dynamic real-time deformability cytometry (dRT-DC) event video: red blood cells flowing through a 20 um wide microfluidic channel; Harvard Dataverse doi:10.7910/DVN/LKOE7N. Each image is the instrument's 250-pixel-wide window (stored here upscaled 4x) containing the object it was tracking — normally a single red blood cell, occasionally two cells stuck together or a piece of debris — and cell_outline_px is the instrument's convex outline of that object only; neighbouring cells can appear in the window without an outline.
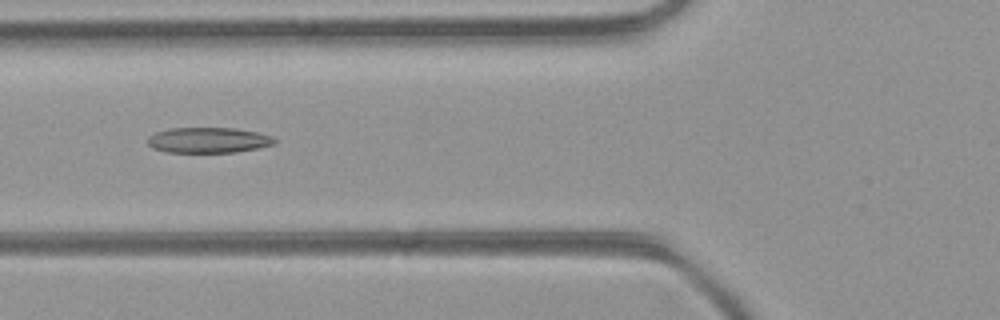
{"species": "common noctule bat (a hibernating species)", "species_latin": "Nyctalus noctula", "temperature_condition": "room temperature", "stored_images_in_passage": 12, "camera_frame_rate_fps": 3000, "um_per_image_px": 0.085, "animal": {"sex": "female", "body_mass_g": 21.9}, "frame": {"image": 1, "passage_image": 3, "time_ms": 0.667, "image_size_px": [1000, 320], "cell_outline_px": [[276, 144], [260, 148], [236, 152], [164, 152], [152, 148], [148, 144], [148, 136], [156, 132], [168, 128], [232, 128], [256, 132], [276, 136]], "centroid_in_image_um": [17.74, 11.91], "position_along_channel_um": 108.1, "area_um2": 19.07}}
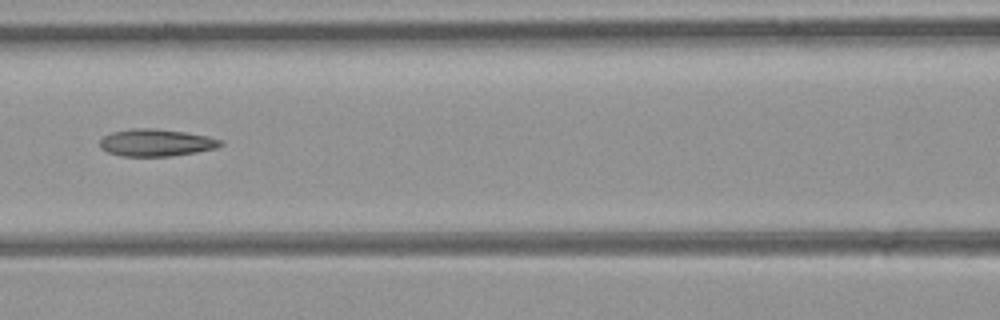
{"frame": {"image": 2, "passage_image": 6, "time_ms": 1.667, "image_size_px": [1000, 320], "cell_outline_px": [[224, 144], [216, 148], [196, 152], [172, 156], [120, 156], [108, 152], [100, 148], [100, 140], [104, 136], [112, 132], [132, 128], [156, 128], [184, 132], [208, 136], [224, 140]], "centroid_in_image_um": [13.29, 12.12], "position_along_channel_um": 153.3, "area_um2": 19.25}}